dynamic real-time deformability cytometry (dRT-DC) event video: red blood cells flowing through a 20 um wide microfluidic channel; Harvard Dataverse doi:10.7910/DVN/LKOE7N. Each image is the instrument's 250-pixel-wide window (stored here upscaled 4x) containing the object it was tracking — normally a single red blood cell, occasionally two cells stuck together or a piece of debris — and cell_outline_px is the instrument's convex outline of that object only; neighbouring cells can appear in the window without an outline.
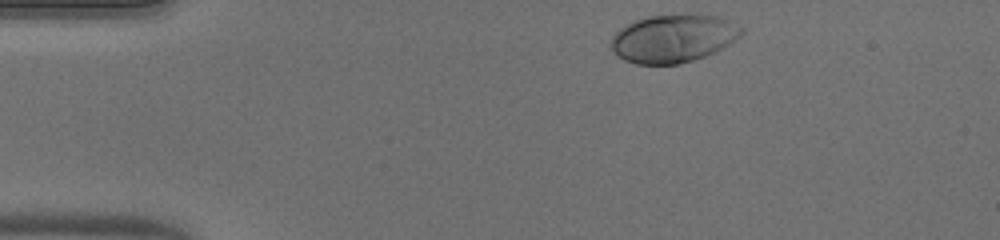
{"species": "human", "species_latin": "Homo sapiens", "temperature_condition": "warm", "stored_images_in_passage": 34, "camera_frame_rate_fps": 3000, "um_per_image_px": 0.085, "donor": {"sex": "male"}, "frame": {"image": 1, "passage_image": 1, "time_ms": 0.0, "image_size_px": [1000, 240], "cell_outline_px": [[744, 32], [740, 36], [716, 52], [680, 64], [636, 64], [624, 60], [616, 56], [612, 52], [612, 36], [620, 28], [636, 20], [648, 16], [696, 12], [700, 12], [720, 16], [744, 28]], "centroid_in_image_um": [57.25, 3.23], "position_along_channel_um": 27.7, "area_um2": 37.11}}
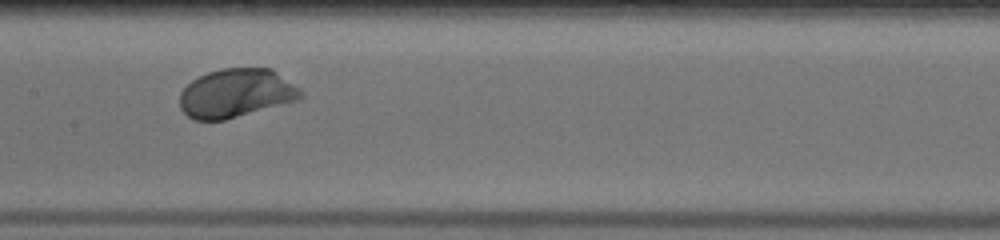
{"frame": {"image": 2, "passage_image": 18, "time_ms": 5.667, "image_size_px": [1000, 240], "cell_outline_px": [[304, 96], [300, 100], [224, 120], [192, 120], [180, 108], [180, 92], [192, 80], [208, 72], [224, 68], [272, 68], [300, 88], [304, 92]], "centroid_in_image_um": [20.11, 7.92], "position_along_channel_um": 187.3, "area_um2": 34.56}}
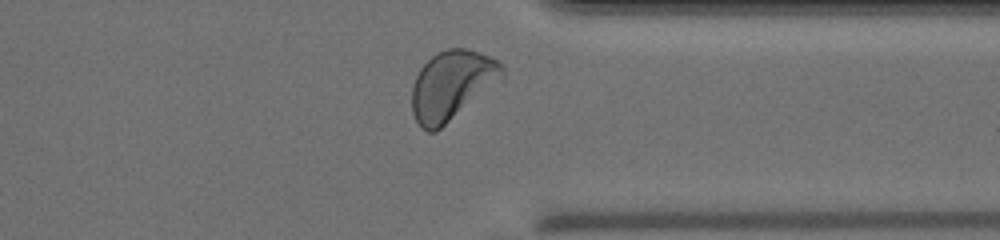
{"frame": {"image": 3, "passage_image": 32, "time_ms": 10.333, "image_size_px": [1000, 240], "cell_outline_px": [[504, 80], [436, 132], [428, 132], [420, 128], [412, 112], [412, 88], [416, 76], [420, 68], [436, 52], [448, 48], [468, 48], [488, 56], [496, 60], [504, 68]], "centroid_in_image_um": [38.43, 7.26], "position_along_channel_um": 373.0, "area_um2": 36.93}, "authors_computed_cell_mechanics": {"area_um2": 33.7552, "velocity_mm_per_s": 4.0414, "shape_relaxation_time_tau1_ms": 1.0779, "shape_relaxation_time_tau2_ms": null, "deformation_change_tau1": 0.1206, "deformation_change_tau2": null}}